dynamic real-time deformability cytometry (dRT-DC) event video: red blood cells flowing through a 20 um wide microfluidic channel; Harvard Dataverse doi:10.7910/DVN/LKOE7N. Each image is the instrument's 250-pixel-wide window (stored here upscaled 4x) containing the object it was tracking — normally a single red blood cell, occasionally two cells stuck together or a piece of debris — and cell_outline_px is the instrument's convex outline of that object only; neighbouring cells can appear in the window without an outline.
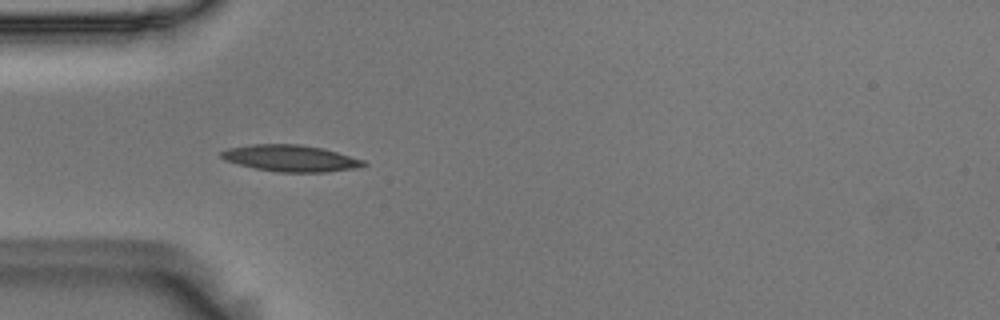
{"species": "Egyptian fruit bat (a non-hibernating species)", "species_latin": "Rousettus aegyptiacus", "temperature_condition": "room temperature", "stored_images_in_passage": 5, "camera_frame_rate_fps": 3000, "um_per_image_px": 0.085, "animal": {"sex": "male"}, "frame": {"image": 1, "passage_image": 4, "time_ms": 1.0, "image_size_px": [1000, 320], "cell_outline_px": [[368, 164], [360, 168], [328, 172], [280, 172], [256, 168], [224, 160], [220, 156], [220, 152], [228, 148], [252, 144], [300, 144], [324, 148], [364, 160]], "centroid_in_image_um": [24.75, 13.45], "position_along_channel_um": 60.2, "area_um2": 22.08}}